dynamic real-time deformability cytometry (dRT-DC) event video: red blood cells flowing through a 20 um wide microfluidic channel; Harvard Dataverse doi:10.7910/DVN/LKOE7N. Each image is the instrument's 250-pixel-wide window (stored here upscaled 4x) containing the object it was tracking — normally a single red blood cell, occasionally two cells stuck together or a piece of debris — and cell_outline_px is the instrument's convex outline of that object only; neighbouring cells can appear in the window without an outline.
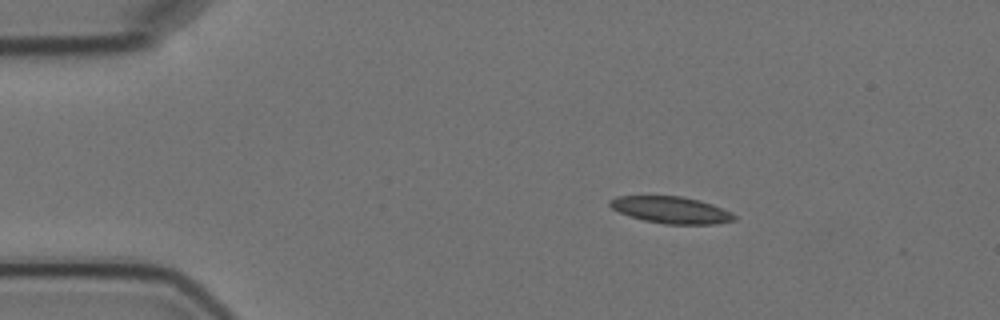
{"species": "Egyptian fruit bat (a non-hibernating species)", "species_latin": "Rousettus aegyptiacus", "temperature_condition": "cold", "stored_images_in_passage": 3, "camera_frame_rate_fps": 3000, "um_per_image_px": 0.085, "animal": {"sex": "female"}, "frame": {"image": 1, "passage_image": 1, "time_ms": 0.0, "image_size_px": [1000, 320], "cell_outline_px": [[736, 220], [716, 224], [664, 224], [644, 220], [620, 212], [612, 208], [608, 204], [608, 200], [616, 196], [680, 196], [700, 200], [712, 204], [732, 212], [736, 216]], "centroid_in_image_um": [57.07, 17.84], "position_along_channel_um": 27.9, "area_um2": 19.42}}